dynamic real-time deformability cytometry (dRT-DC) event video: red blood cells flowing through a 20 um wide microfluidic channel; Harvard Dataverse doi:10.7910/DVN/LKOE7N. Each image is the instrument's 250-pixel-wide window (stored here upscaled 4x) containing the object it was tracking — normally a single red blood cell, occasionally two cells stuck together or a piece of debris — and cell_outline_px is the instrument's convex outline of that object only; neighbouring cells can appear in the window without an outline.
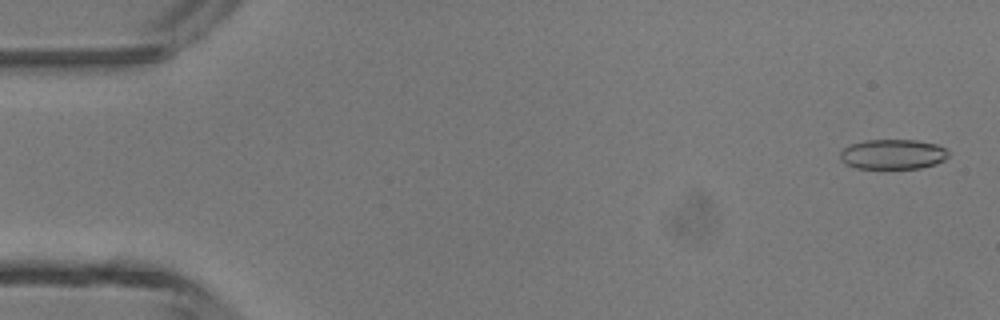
{"species": "common noctule bat (a hibernating species)", "species_latin": "Nyctalus noctula", "temperature_condition": "room temperature", "stored_images_in_passage": 8, "camera_frame_rate_fps": 3000, "um_per_image_px": 0.085, "animal": {"sex": "male", "body_mass_g": 13.3}, "frame": {"image": 1, "passage_image": 2, "time_ms": 0.333, "image_size_px": [1000, 320], "cell_outline_px": [[948, 156], [944, 160], [936, 164], [920, 168], [856, 168], [844, 164], [840, 160], [840, 152], [844, 148], [852, 144], [864, 140], [916, 140], [936, 144], [944, 148], [948, 152]], "centroid_in_image_um": [75.87, 13.11], "position_along_channel_um": 9.1, "area_um2": 18.9}}